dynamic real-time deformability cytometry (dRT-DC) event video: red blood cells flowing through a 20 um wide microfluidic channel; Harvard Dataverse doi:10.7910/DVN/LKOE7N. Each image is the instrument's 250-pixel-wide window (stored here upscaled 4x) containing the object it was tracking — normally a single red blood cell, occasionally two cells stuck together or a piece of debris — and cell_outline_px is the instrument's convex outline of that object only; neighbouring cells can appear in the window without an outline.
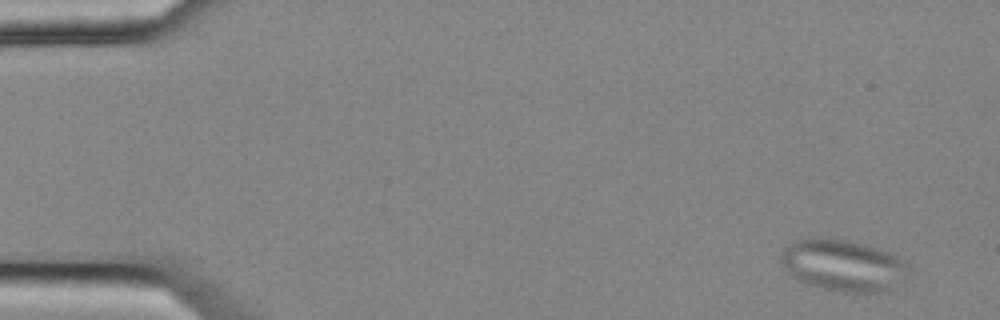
{"species": "common noctule bat (a hibernating species)", "species_latin": "Nyctalus noctula", "temperature_condition": "cold", "stored_images_in_passage": 6, "camera_frame_rate_fps": 3000, "um_per_image_px": 0.085, "animal": {"sex": "female", "body_mass_g": 25.1}, "frame": {"image": 1, "passage_image": 1, "time_ms": 0.0, "image_size_px": [1000, 320], "cell_outline_px": [[908, 268], [904, 280], [888, 292], [844, 292], [824, 288], [808, 284], [800, 280], [788, 272], [780, 256], [780, 252], [788, 244], [796, 240], [812, 236], [848, 240], [876, 248], [888, 252], [896, 256], [908, 264]], "centroid_in_image_um": [71.67, 22.54], "position_along_channel_um": 13.3, "area_um2": 38.26}}